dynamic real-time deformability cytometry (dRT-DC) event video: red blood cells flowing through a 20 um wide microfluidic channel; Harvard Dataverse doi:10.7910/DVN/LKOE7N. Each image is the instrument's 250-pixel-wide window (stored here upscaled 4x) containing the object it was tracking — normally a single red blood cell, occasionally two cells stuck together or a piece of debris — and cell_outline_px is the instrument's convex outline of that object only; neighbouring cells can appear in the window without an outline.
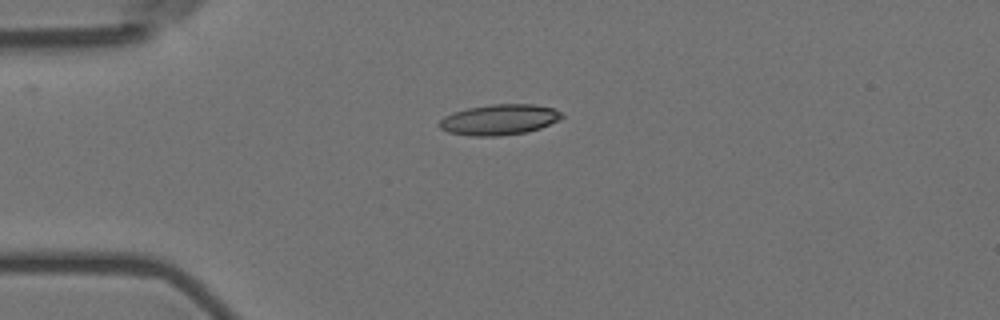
{"species": "Egyptian fruit bat (a non-hibernating species)", "species_latin": "Rousettus aegyptiacus", "temperature_condition": "room temperature", "stored_images_in_passage": 6, "camera_frame_rate_fps": 3000, "um_per_image_px": 0.085, "animal": {"sex": "female"}, "frame": {"image": 1, "passage_image": 1, "time_ms": 0.0, "image_size_px": [1000, 320], "cell_outline_px": [[564, 116], [560, 120], [540, 128], [528, 132], [500, 136], [472, 136], [448, 132], [440, 128], [436, 124], [444, 116], [452, 112], [468, 108], [492, 104], [532, 104], [552, 108], [560, 112]], "centroid_in_image_um": [42.42, 10.17], "position_along_channel_um": 42.6, "area_um2": 21.96}}
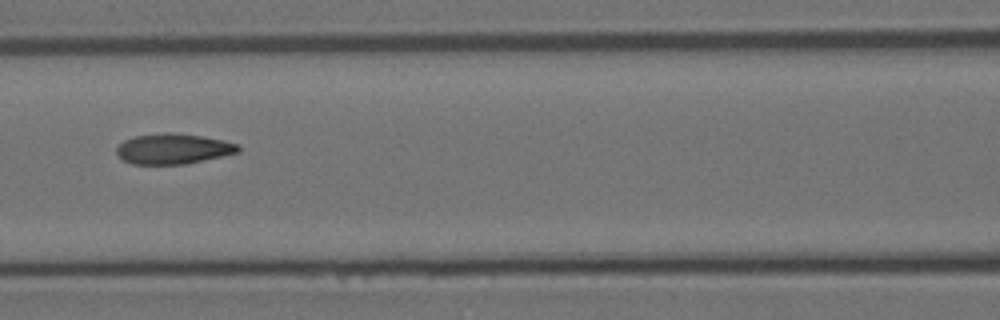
{"frame": {"image": 2, "passage_image": 4, "time_ms": 1.0, "image_size_px": [1000, 320], "cell_outline_px": [[240, 152], [184, 164], [132, 164], [124, 160], [116, 152], [116, 148], [124, 140], [136, 136], [168, 132], [200, 136], [224, 140], [236, 144], [240, 148]], "centroid_in_image_um": [14.72, 12.65], "position_along_channel_um": 151.9, "area_um2": 21.21}}
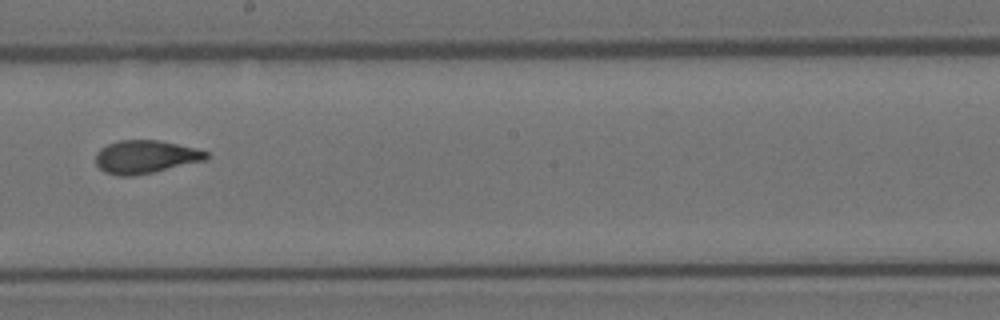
{"frame": {"image": 3, "passage_image": 6, "time_ms": 1.667, "image_size_px": [1000, 320], "cell_outline_px": [[208, 160], [152, 172], [132, 176], [116, 176], [104, 172], [96, 164], [96, 152], [100, 148], [108, 144], [120, 140], [160, 140], [196, 148], [208, 152]], "centroid_in_image_um": [12.37, 13.33], "position_along_channel_um": 235.8, "area_um2": 21.44}}